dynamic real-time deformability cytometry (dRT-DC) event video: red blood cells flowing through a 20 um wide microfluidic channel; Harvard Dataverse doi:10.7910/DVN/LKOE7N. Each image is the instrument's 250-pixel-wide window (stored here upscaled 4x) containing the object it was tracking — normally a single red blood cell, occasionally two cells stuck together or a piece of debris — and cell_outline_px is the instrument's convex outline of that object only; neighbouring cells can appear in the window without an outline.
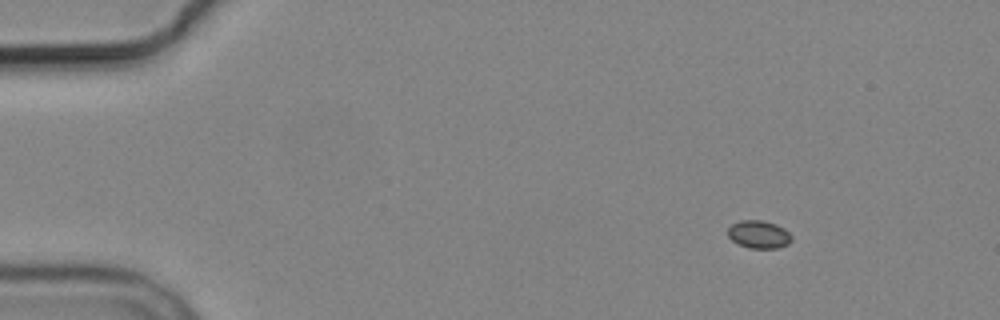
{"species": "common noctule bat (a hibernating species)", "species_latin": "Nyctalus noctula", "temperature_condition": "cold", "stored_images_in_passage": 6, "camera_frame_rate_fps": 3000, "um_per_image_px": 0.085, "animal": {"sex": "male", "body_mass_g": 19.2, "forearm_length_mm": 51.8}, "frame": {"image": 1, "passage_image": 2, "time_ms": 1.333, "image_size_px": [1000, 320], "cell_outline_px": [[792, 240], [788, 244], [776, 248], [748, 248], [732, 240], [728, 236], [728, 228], [732, 224], [740, 220], [764, 220], [776, 224], [784, 228], [792, 236]], "centroid_in_image_um": [64.51, 19.91], "position_along_channel_um": 20.5, "area_um2": 10.35}}
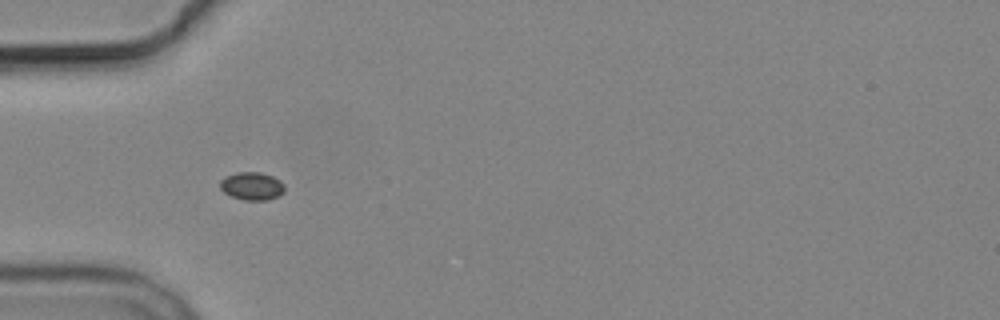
{"frame": {"image": 2, "passage_image": 5, "time_ms": 5.0, "image_size_px": [1000, 320], "cell_outline_px": [[284, 192], [280, 196], [268, 200], [244, 200], [232, 196], [224, 192], [220, 188], [220, 180], [224, 176], [236, 172], [260, 172], [272, 176], [280, 180], [284, 184]], "centroid_in_image_um": [21.42, 15.81], "position_along_channel_um": 63.6, "area_um2": 10.64}}